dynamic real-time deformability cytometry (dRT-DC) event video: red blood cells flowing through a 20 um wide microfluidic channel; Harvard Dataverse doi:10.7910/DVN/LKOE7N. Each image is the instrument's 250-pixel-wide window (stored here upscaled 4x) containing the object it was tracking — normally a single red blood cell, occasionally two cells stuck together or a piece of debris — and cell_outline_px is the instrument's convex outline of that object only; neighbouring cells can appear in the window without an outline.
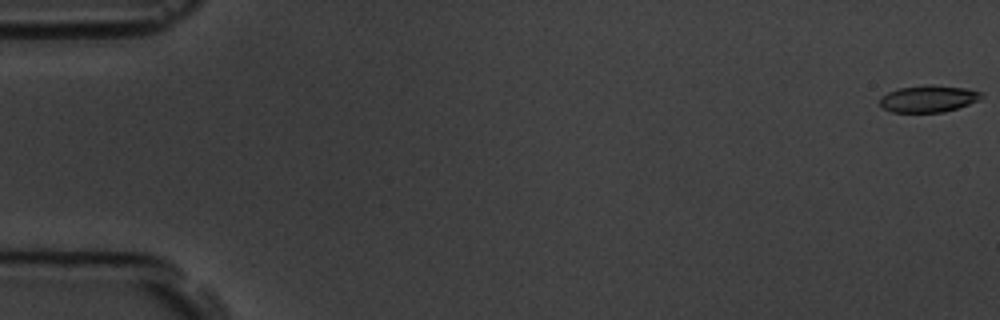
{"species": "common noctule bat (a hibernating species)", "species_latin": "Nyctalus noctula", "temperature_condition": "room temperature", "stored_images_in_passage": 7, "camera_frame_rate_fps": 3000, "um_per_image_px": 0.085, "animal": {"sex": "male", "body_mass_g": 19.5, "forearm_length_mm": 54.6}, "frame": {"image": 1, "passage_image": 1, "time_ms": 0.0, "image_size_px": [1000, 320], "cell_outline_px": [[984, 96], [980, 100], [944, 112], [892, 112], [884, 108], [880, 104], [880, 96], [888, 92], [900, 88], [928, 84], [964, 88], [984, 92]], "centroid_in_image_um": [78.94, 8.38], "position_along_channel_um": 6.1, "area_um2": 15.9}}
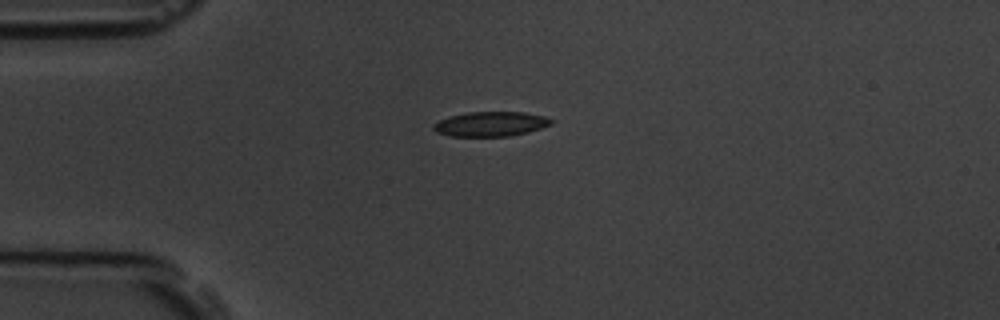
{"frame": {"image": 2, "passage_image": 5, "time_ms": 4.667, "image_size_px": [1000, 320], "cell_outline_px": [[556, 120], [552, 124], [528, 132], [508, 136], [448, 136], [436, 132], [432, 128], [432, 124], [440, 120], [452, 116], [468, 112], [524, 112], [544, 116]], "centroid_in_image_um": [41.72, 10.54], "position_along_channel_um": 43.3, "area_um2": 16.94}}
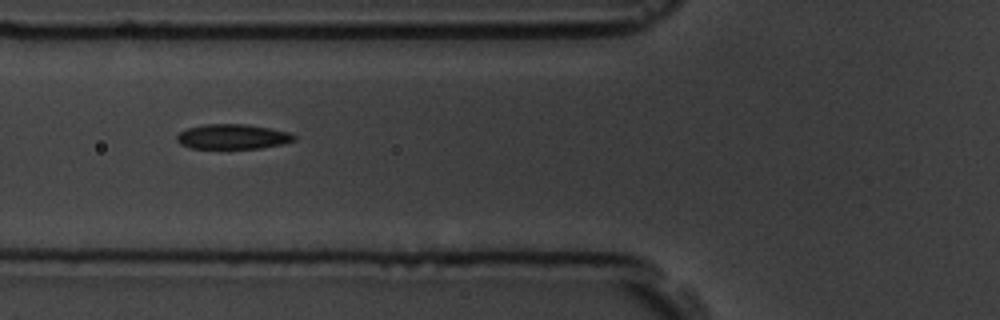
{"frame": {"image": 3, "passage_image": 7, "time_ms": 7.0, "image_size_px": [1000, 320], "cell_outline_px": [[296, 140], [284, 144], [260, 148], [188, 148], [180, 144], [176, 140], [176, 136], [180, 132], [188, 128], [204, 124], [244, 124], [268, 128], [288, 132], [296, 136]], "centroid_in_image_um": [19.76, 11.62], "position_along_channel_um": 106.0, "area_um2": 16.99}}